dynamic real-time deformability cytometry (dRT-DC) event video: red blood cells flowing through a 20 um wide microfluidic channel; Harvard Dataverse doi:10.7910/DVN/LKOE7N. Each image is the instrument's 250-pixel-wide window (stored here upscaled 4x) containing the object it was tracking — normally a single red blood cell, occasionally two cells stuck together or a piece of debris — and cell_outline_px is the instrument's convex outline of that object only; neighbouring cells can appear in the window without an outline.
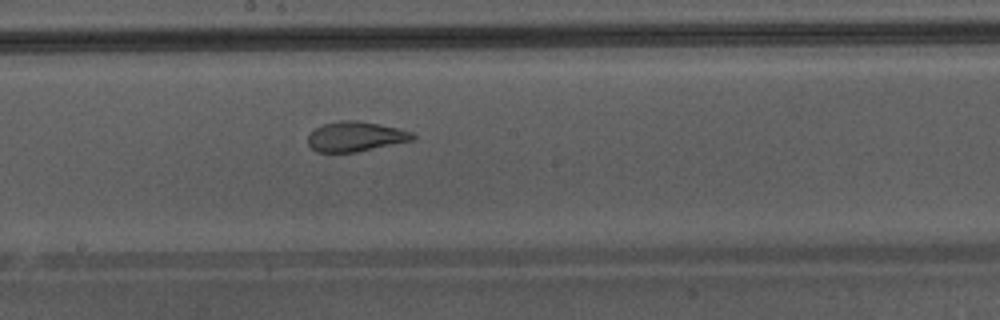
{"species": "Egyptian fruit bat (a non-hibernating species)", "species_latin": "Rousettus aegyptiacus", "temperature_condition": "warm", "stored_images_in_passage": 29, "camera_frame_rate_fps": 3000, "um_per_image_px": 0.085, "animal": {"sex": "male"}, "frame": {"image": 1, "passage_image": 13, "time_ms": 4.0, "image_size_px": [1000, 320], "cell_outline_px": [[416, 140], [356, 152], [316, 152], [308, 144], [308, 136], [316, 128], [324, 124], [340, 120], [356, 120], [380, 124], [400, 128], [412, 132], [416, 136]], "centroid_in_image_um": [30.27, 11.6], "position_along_channel_um": 217.9, "area_um2": 18.38}, "authors_computed_cell_mechanics": {"area_um2": 19.074, "velocity_mm_per_s": 4.3613, "shape_relaxation_time_tau1_ms": null, "shape_relaxation_time_tau2_ms": 0.9321, "deformation_change_tau1": null, "deformation_change_tau2": 0.0789}}